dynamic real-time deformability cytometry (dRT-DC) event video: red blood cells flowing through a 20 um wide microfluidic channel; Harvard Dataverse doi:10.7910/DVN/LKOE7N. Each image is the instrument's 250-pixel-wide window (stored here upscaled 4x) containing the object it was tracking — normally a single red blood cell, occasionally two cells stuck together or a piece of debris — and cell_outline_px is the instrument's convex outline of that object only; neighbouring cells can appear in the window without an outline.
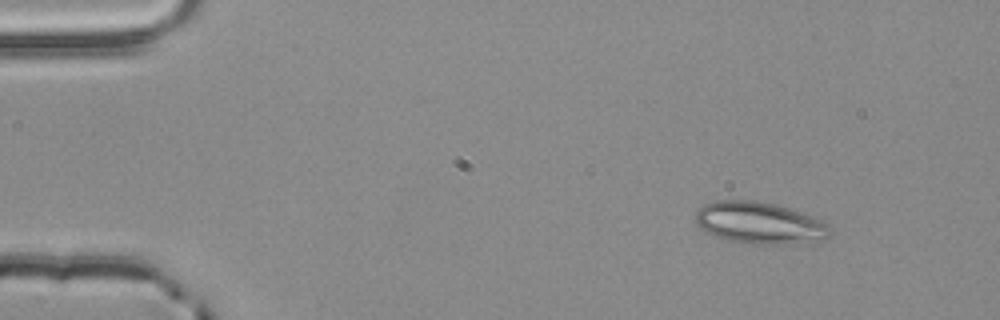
{"species": "common noctule bat (a hibernating species)", "species_latin": "Nyctalus noctula", "temperature_condition": "room temperature", "stored_images_in_passage": 54, "camera_frame_rate_fps": 3000, "um_per_image_px": 0.085, "animal": {"sex": "male", "body_mass_g": 20.4}, "frame": {"image": 1, "passage_image": 6, "time_ms": 1.667, "image_size_px": [1000, 320], "cell_outline_px": [[828, 236], [824, 240], [784, 244], [752, 244], [732, 240], [716, 236], [700, 228], [696, 224], [696, 212], [704, 204], [716, 200], [756, 200], [804, 212], [816, 216], [828, 224]], "centroid_in_image_um": [64.57, 18.94], "position_along_channel_um": 20.4, "area_um2": 32.66}}
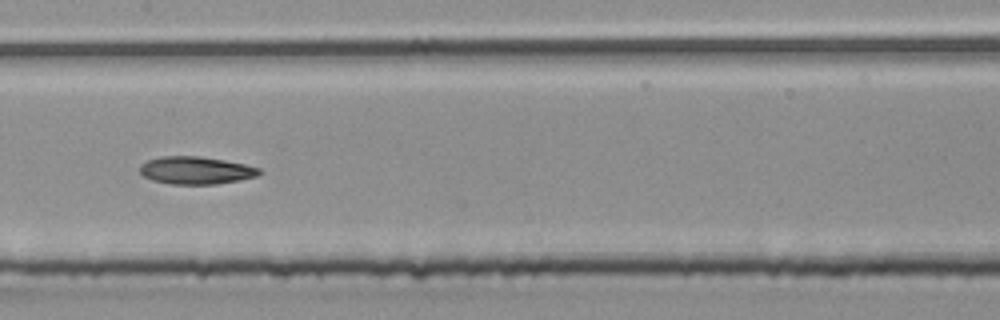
{"frame": {"image": 2, "passage_image": 27, "time_ms": 8.667, "image_size_px": [1000, 320], "cell_outline_px": [[264, 172], [256, 176], [240, 180], [216, 184], [172, 184], [152, 180], [144, 176], [140, 172], [140, 164], [148, 160], [160, 156], [200, 156], [224, 160], [244, 164], [260, 168]], "centroid_in_image_um": [16.66, 14.48], "position_along_channel_um": 190.7, "area_um2": 19.25}}
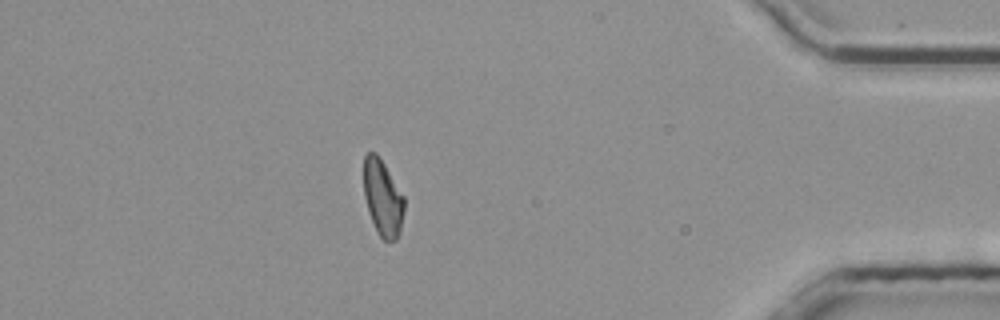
{"frame": {"image": 3, "passage_image": 47, "time_ms": 15.333, "image_size_px": [1000, 320], "cell_outline_px": [[404, 212], [400, 232], [396, 240], [384, 240], [380, 236], [368, 212], [364, 196], [364, 156], [368, 152], [376, 152], [384, 164], [404, 196]], "centroid_in_image_um": [32.53, 16.81], "position_along_channel_um": 402.7, "area_um2": 17.86}, "authors_computed_cell_mechanics": {"area_um2": 19.2185, "velocity_mm_per_s": 3.8677, "shape_relaxation_time_tau1_ms": 4.2863, "shape_relaxation_time_tau2_ms": 8.6905, "deformation_change_tau1": 0.1419, "deformation_change_tau2": 0.1599}}